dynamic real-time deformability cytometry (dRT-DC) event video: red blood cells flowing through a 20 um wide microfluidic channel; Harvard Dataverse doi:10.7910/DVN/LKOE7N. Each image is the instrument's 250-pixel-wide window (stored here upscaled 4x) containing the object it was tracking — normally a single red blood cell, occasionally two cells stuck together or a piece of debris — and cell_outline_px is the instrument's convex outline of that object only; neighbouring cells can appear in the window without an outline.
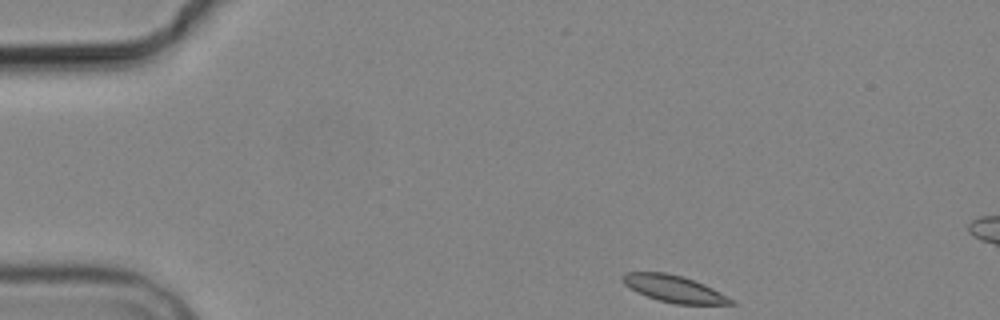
{"species": "common noctule bat (a hibernating species)", "species_latin": "Nyctalus noctula", "temperature_condition": "cold", "stored_images_in_passage": 4, "camera_frame_rate_fps": 3000, "um_per_image_px": 0.085, "animal": {"sex": "male", "body_mass_g": 19.2, "forearm_length_mm": 51.8}, "frame": {"image": 1, "passage_image": 1, "time_ms": 0.0, "image_size_px": [1000, 320], "cell_outline_px": [[736, 304], [676, 304], [660, 300], [636, 292], [624, 284], [620, 276], [624, 272], [668, 272], [704, 284], [720, 292], [732, 300]], "centroid_in_image_um": [57.23, 24.53], "position_along_channel_um": 27.8, "area_um2": 16.7}}